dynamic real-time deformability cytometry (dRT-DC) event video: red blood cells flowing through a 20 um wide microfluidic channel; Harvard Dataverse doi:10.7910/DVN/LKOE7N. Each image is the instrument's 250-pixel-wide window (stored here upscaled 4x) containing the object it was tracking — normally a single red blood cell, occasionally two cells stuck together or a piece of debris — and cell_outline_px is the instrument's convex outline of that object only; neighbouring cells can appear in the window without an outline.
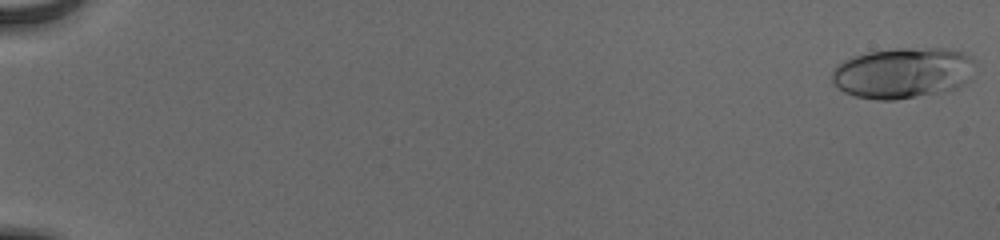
{"species": "human", "species_latin": "Homo sapiens", "temperature_condition": "cold", "stored_images_in_passage": 55, "camera_frame_rate_fps": 3000, "um_per_image_px": 0.085, "donor": {"sex": "male"}, "frame": {"image": 1, "passage_image": 1, "time_ms": 0.0, "image_size_px": [1000, 240], "cell_outline_px": [[976, 60], [972, 80], [956, 88], [896, 100], [876, 100], [856, 96], [844, 92], [832, 80], [832, 72], [836, 64], [852, 56], [868, 52], [892, 48], [948, 48], [964, 52], [972, 56]], "centroid_in_image_um": [76.79, 6.17], "position_along_channel_um": 8.2, "area_um2": 42.89}}
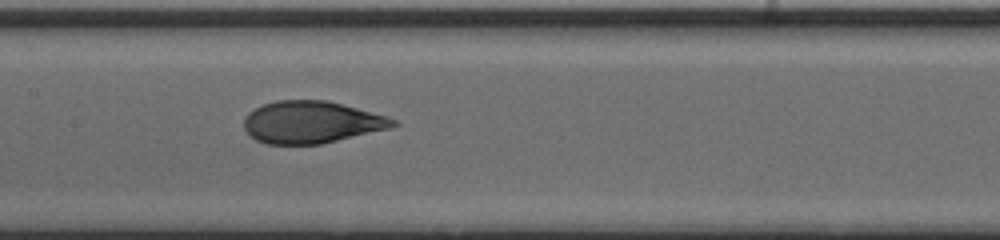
{"frame": {"image": 2, "passage_image": 30, "time_ms": 9.667, "image_size_px": [1000, 240], "cell_outline_px": [[400, 124], [388, 128], [320, 144], [268, 144], [256, 140], [244, 128], [244, 116], [248, 112], [264, 104], [276, 100], [328, 100], [384, 116], [396, 120]], "centroid_in_image_um": [26.43, 10.38], "position_along_channel_um": 181.0, "area_um2": 36.13}}
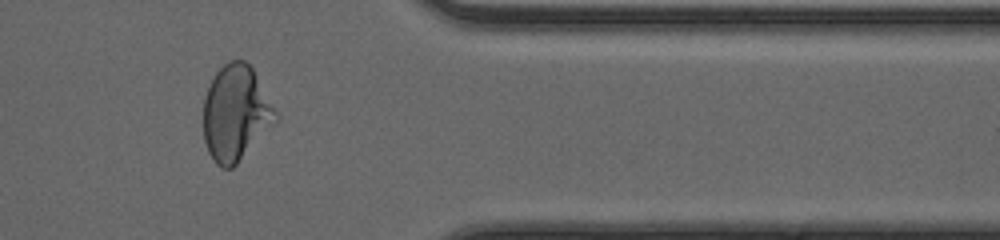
{"frame": {"image": 3, "passage_image": 47, "time_ms": 15.333, "image_size_px": [1000, 240], "cell_outline_px": [[276, 120], [236, 164], [232, 168], [220, 168], [216, 164], [208, 152], [204, 140], [204, 96], [216, 72], [228, 60], [244, 60], [252, 68], [276, 116]], "centroid_in_image_um": [19.96, 9.63], "position_along_channel_um": 391.4, "area_um2": 38.96}, "authors_computed_cell_mechanics": {"area_um2": 38.3792, "velocity_mm_per_s": 3.8999, "shape_relaxation_time_tau1_ms": 5.1522, "shape_relaxation_time_tau2_ms": 0.6785, "deformation_change_tau1": 0.1894, "deformation_change_tau2": 0.0635}}